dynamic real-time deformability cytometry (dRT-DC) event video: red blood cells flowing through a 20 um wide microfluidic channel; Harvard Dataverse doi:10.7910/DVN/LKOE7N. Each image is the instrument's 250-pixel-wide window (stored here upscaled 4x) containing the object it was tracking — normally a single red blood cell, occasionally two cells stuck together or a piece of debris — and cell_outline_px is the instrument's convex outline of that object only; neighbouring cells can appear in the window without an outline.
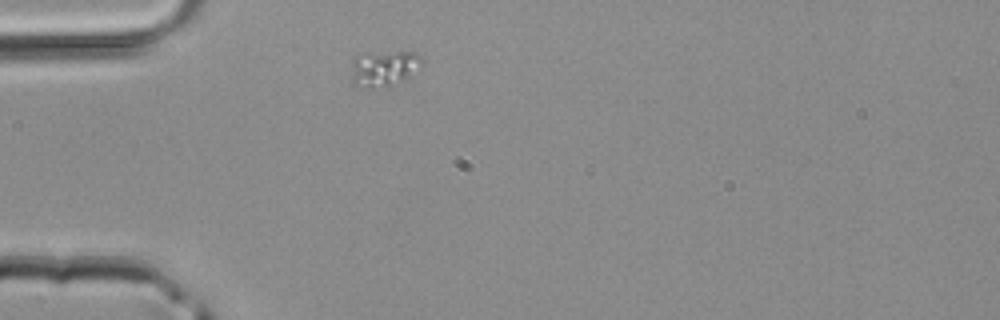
{"species": "common noctule bat (a hibernating species)", "species_latin": "Nyctalus noctula", "temperature_condition": "room temperature", "stored_images_in_passage": 1, "camera_frame_rate_fps": 3000, "um_per_image_px": 0.085, "animal": {"sex": "male", "body_mass_g": 20.4}, "frame": {"image": 1, "passage_image": 1, "time_ms": 0.0, "image_size_px": [1000, 320], "cell_outline_px": [[424, 64], [408, 80], [372, 88], [352, 84], [352, 60], [356, 56], [364, 52], [416, 52], [424, 60]], "centroid_in_image_um": [32.68, 5.78], "position_along_channel_um": 52.3, "area_um2": 15.03}}